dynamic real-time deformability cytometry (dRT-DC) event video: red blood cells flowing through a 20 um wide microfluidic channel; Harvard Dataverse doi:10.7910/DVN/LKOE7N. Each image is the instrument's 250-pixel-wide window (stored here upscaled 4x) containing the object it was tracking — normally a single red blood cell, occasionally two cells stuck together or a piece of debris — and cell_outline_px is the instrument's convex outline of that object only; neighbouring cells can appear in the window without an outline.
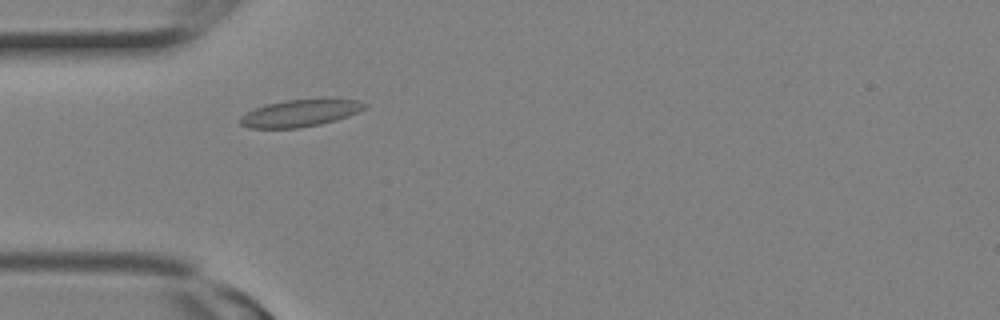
{"species": "Egyptian fruit bat (a non-hibernating species)", "species_latin": "Rousettus aegyptiacus", "temperature_condition": "room temperature", "stored_images_in_passage": 2, "camera_frame_rate_fps": 3000, "um_per_image_px": 0.085, "animal": {"sex": "female"}, "frame": {"image": 1, "passage_image": 2, "time_ms": 0.333, "image_size_px": [1000, 320], "cell_outline_px": [[368, 104], [364, 108], [348, 116], [336, 120], [320, 124], [296, 128], [248, 128], [240, 124], [240, 116], [256, 108], [268, 104], [284, 100], [324, 96], [328, 96], [360, 100]], "centroid_in_image_um": [25.59, 9.56], "position_along_channel_um": 59.4, "area_um2": 20.29}}